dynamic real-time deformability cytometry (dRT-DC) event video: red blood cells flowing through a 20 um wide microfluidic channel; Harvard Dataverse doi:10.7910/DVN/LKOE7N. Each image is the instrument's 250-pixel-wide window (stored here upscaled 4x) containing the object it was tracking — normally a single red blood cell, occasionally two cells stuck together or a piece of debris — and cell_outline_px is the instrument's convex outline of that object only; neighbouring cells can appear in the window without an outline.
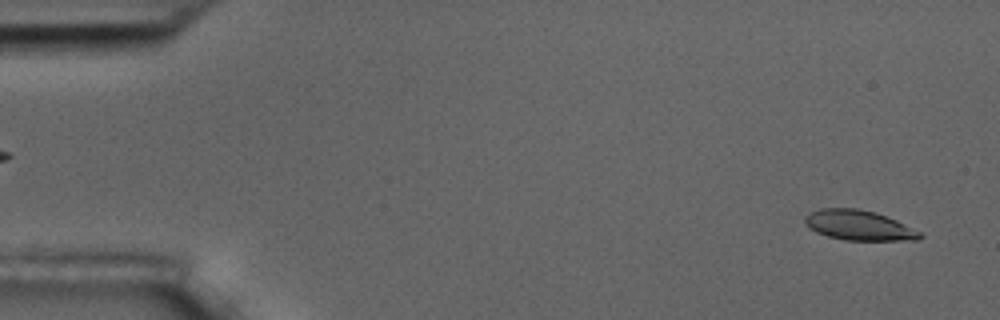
{"species": "common noctule bat (a hibernating species)", "species_latin": "Nyctalus noctula", "temperature_condition": "room temperature", "stored_images_in_passage": 4, "segment_of_instrument_passage": [2, 2], "camera_frame_rate_fps": 3000, "um_per_image_px": 0.085, "animal": {"sex": "male", "body_mass_g": 17.5, "forearm_length_mm": 52.3}, "frame": {"image": 1, "passage_image": 4, "time_ms": 4.333, "image_size_px": [1000, 320], "cell_outline_px": [[924, 236], [916, 240], [844, 240], [828, 236], [816, 232], [808, 228], [804, 220], [804, 216], [808, 212], [820, 208], [856, 208], [876, 212], [896, 220], [920, 232]], "centroid_in_image_um": [72.95, 19.14], "position_along_channel_um": 12.0, "area_um2": 20.17}}